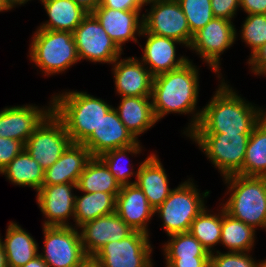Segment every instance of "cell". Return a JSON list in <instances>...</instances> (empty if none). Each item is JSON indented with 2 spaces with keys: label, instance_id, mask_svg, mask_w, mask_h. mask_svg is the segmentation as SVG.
<instances>
[{
  "label": "cell",
  "instance_id": "6da1fadb",
  "mask_svg": "<svg viewBox=\"0 0 266 267\" xmlns=\"http://www.w3.org/2000/svg\"><path fill=\"white\" fill-rule=\"evenodd\" d=\"M199 75L198 68L189 60L180 68L153 77L151 100L156 120L171 113L192 115L183 132L186 136L198 125L202 114L201 109L196 110Z\"/></svg>",
  "mask_w": 266,
  "mask_h": 267
},
{
  "label": "cell",
  "instance_id": "7a4b0ae2",
  "mask_svg": "<svg viewBox=\"0 0 266 267\" xmlns=\"http://www.w3.org/2000/svg\"><path fill=\"white\" fill-rule=\"evenodd\" d=\"M220 81L192 132L251 134L265 116V110L238 95L223 77Z\"/></svg>",
  "mask_w": 266,
  "mask_h": 267
},
{
  "label": "cell",
  "instance_id": "3957f363",
  "mask_svg": "<svg viewBox=\"0 0 266 267\" xmlns=\"http://www.w3.org/2000/svg\"><path fill=\"white\" fill-rule=\"evenodd\" d=\"M52 97V112L62 121L72 143L82 144L113 107L82 91H64Z\"/></svg>",
  "mask_w": 266,
  "mask_h": 267
},
{
  "label": "cell",
  "instance_id": "277c9868",
  "mask_svg": "<svg viewBox=\"0 0 266 267\" xmlns=\"http://www.w3.org/2000/svg\"><path fill=\"white\" fill-rule=\"evenodd\" d=\"M223 180L230 195L220 204L225 212L255 230L266 229V177L235 174Z\"/></svg>",
  "mask_w": 266,
  "mask_h": 267
},
{
  "label": "cell",
  "instance_id": "5b68a950",
  "mask_svg": "<svg viewBox=\"0 0 266 267\" xmlns=\"http://www.w3.org/2000/svg\"><path fill=\"white\" fill-rule=\"evenodd\" d=\"M28 57L44 76L63 73L80 62L72 32L41 28L32 35Z\"/></svg>",
  "mask_w": 266,
  "mask_h": 267
},
{
  "label": "cell",
  "instance_id": "8992f818",
  "mask_svg": "<svg viewBox=\"0 0 266 267\" xmlns=\"http://www.w3.org/2000/svg\"><path fill=\"white\" fill-rule=\"evenodd\" d=\"M190 178L174 188L164 202L155 209L167 236L189 232L191 223L205 207L210 191L200 193Z\"/></svg>",
  "mask_w": 266,
  "mask_h": 267
},
{
  "label": "cell",
  "instance_id": "52a82bcc",
  "mask_svg": "<svg viewBox=\"0 0 266 267\" xmlns=\"http://www.w3.org/2000/svg\"><path fill=\"white\" fill-rule=\"evenodd\" d=\"M187 137L198 144L223 178L242 170L250 134L191 132Z\"/></svg>",
  "mask_w": 266,
  "mask_h": 267
},
{
  "label": "cell",
  "instance_id": "ba28073f",
  "mask_svg": "<svg viewBox=\"0 0 266 267\" xmlns=\"http://www.w3.org/2000/svg\"><path fill=\"white\" fill-rule=\"evenodd\" d=\"M236 37L237 29L232 21L214 17L194 34L189 50L195 51L217 78H222L220 55L235 43Z\"/></svg>",
  "mask_w": 266,
  "mask_h": 267
},
{
  "label": "cell",
  "instance_id": "9c48e42d",
  "mask_svg": "<svg viewBox=\"0 0 266 267\" xmlns=\"http://www.w3.org/2000/svg\"><path fill=\"white\" fill-rule=\"evenodd\" d=\"M150 11L145 9L147 14L143 16V29L154 35L169 37L183 43L189 48L193 34L187 23V18L177 0H156L145 4Z\"/></svg>",
  "mask_w": 266,
  "mask_h": 267
},
{
  "label": "cell",
  "instance_id": "30bf717a",
  "mask_svg": "<svg viewBox=\"0 0 266 267\" xmlns=\"http://www.w3.org/2000/svg\"><path fill=\"white\" fill-rule=\"evenodd\" d=\"M72 143L62 121L51 112L25 143V150L46 171Z\"/></svg>",
  "mask_w": 266,
  "mask_h": 267
},
{
  "label": "cell",
  "instance_id": "8fae6325",
  "mask_svg": "<svg viewBox=\"0 0 266 267\" xmlns=\"http://www.w3.org/2000/svg\"><path fill=\"white\" fill-rule=\"evenodd\" d=\"M44 247L39 255L48 267H75L85 256L79 229L70 226H43Z\"/></svg>",
  "mask_w": 266,
  "mask_h": 267
},
{
  "label": "cell",
  "instance_id": "7c38bea8",
  "mask_svg": "<svg viewBox=\"0 0 266 267\" xmlns=\"http://www.w3.org/2000/svg\"><path fill=\"white\" fill-rule=\"evenodd\" d=\"M80 60L111 64L122 55V50L108 36L92 13H88L73 32Z\"/></svg>",
  "mask_w": 266,
  "mask_h": 267
},
{
  "label": "cell",
  "instance_id": "4fadbf2b",
  "mask_svg": "<svg viewBox=\"0 0 266 267\" xmlns=\"http://www.w3.org/2000/svg\"><path fill=\"white\" fill-rule=\"evenodd\" d=\"M149 235L133 231L120 241L105 244L94 257L101 267H153Z\"/></svg>",
  "mask_w": 266,
  "mask_h": 267
},
{
  "label": "cell",
  "instance_id": "5bb4252c",
  "mask_svg": "<svg viewBox=\"0 0 266 267\" xmlns=\"http://www.w3.org/2000/svg\"><path fill=\"white\" fill-rule=\"evenodd\" d=\"M77 184L66 183L42 185L36 192V202L45 216L43 226H70L69 218L74 221L75 194Z\"/></svg>",
  "mask_w": 266,
  "mask_h": 267
},
{
  "label": "cell",
  "instance_id": "9a60e30c",
  "mask_svg": "<svg viewBox=\"0 0 266 267\" xmlns=\"http://www.w3.org/2000/svg\"><path fill=\"white\" fill-rule=\"evenodd\" d=\"M50 102L49 106L43 108L33 104L3 108L0 111V137L19 140L25 144L52 112V98Z\"/></svg>",
  "mask_w": 266,
  "mask_h": 267
},
{
  "label": "cell",
  "instance_id": "2e32d148",
  "mask_svg": "<svg viewBox=\"0 0 266 267\" xmlns=\"http://www.w3.org/2000/svg\"><path fill=\"white\" fill-rule=\"evenodd\" d=\"M117 58L112 64L116 94L120 97L151 96L153 75L137 57Z\"/></svg>",
  "mask_w": 266,
  "mask_h": 267
},
{
  "label": "cell",
  "instance_id": "e0dca14e",
  "mask_svg": "<svg viewBox=\"0 0 266 267\" xmlns=\"http://www.w3.org/2000/svg\"><path fill=\"white\" fill-rule=\"evenodd\" d=\"M79 229L82 247L87 256H94L105 244L120 241L133 232L116 212L87 222Z\"/></svg>",
  "mask_w": 266,
  "mask_h": 267
},
{
  "label": "cell",
  "instance_id": "ac0fdd59",
  "mask_svg": "<svg viewBox=\"0 0 266 267\" xmlns=\"http://www.w3.org/2000/svg\"><path fill=\"white\" fill-rule=\"evenodd\" d=\"M137 140L120 120L112 107L102 118L97 129L82 143L92 157H99L106 151L136 144Z\"/></svg>",
  "mask_w": 266,
  "mask_h": 267
},
{
  "label": "cell",
  "instance_id": "d6986e66",
  "mask_svg": "<svg viewBox=\"0 0 266 267\" xmlns=\"http://www.w3.org/2000/svg\"><path fill=\"white\" fill-rule=\"evenodd\" d=\"M143 10H115L111 8H97L92 14L99 21L108 36L123 51L127 41L138 43L143 30Z\"/></svg>",
  "mask_w": 266,
  "mask_h": 267
},
{
  "label": "cell",
  "instance_id": "ffe728a7",
  "mask_svg": "<svg viewBox=\"0 0 266 267\" xmlns=\"http://www.w3.org/2000/svg\"><path fill=\"white\" fill-rule=\"evenodd\" d=\"M140 36L147 37L144 48L139 44L143 50V55H141L140 59L153 76L180 68L191 60L186 56L176 57V45H183L178 40L150 34L144 29Z\"/></svg>",
  "mask_w": 266,
  "mask_h": 267
},
{
  "label": "cell",
  "instance_id": "44dd1931",
  "mask_svg": "<svg viewBox=\"0 0 266 267\" xmlns=\"http://www.w3.org/2000/svg\"><path fill=\"white\" fill-rule=\"evenodd\" d=\"M154 212L155 209L136 183L121 186L116 197V213L133 231L150 235L148 222Z\"/></svg>",
  "mask_w": 266,
  "mask_h": 267
},
{
  "label": "cell",
  "instance_id": "7402d4cb",
  "mask_svg": "<svg viewBox=\"0 0 266 267\" xmlns=\"http://www.w3.org/2000/svg\"><path fill=\"white\" fill-rule=\"evenodd\" d=\"M92 158L80 143H71L60 158L44 171L43 185L77 184L87 162Z\"/></svg>",
  "mask_w": 266,
  "mask_h": 267
},
{
  "label": "cell",
  "instance_id": "603a6c76",
  "mask_svg": "<svg viewBox=\"0 0 266 267\" xmlns=\"http://www.w3.org/2000/svg\"><path fill=\"white\" fill-rule=\"evenodd\" d=\"M159 155L150 153L138 166L137 179L134 182L147 197L148 203L156 209L170 195L169 179Z\"/></svg>",
  "mask_w": 266,
  "mask_h": 267
},
{
  "label": "cell",
  "instance_id": "cb8c5ba5",
  "mask_svg": "<svg viewBox=\"0 0 266 267\" xmlns=\"http://www.w3.org/2000/svg\"><path fill=\"white\" fill-rule=\"evenodd\" d=\"M120 98L119 106L114 109L125 127L138 140L141 134L158 122L154 115L151 96Z\"/></svg>",
  "mask_w": 266,
  "mask_h": 267
},
{
  "label": "cell",
  "instance_id": "d4e9b609",
  "mask_svg": "<svg viewBox=\"0 0 266 267\" xmlns=\"http://www.w3.org/2000/svg\"><path fill=\"white\" fill-rule=\"evenodd\" d=\"M7 267H21L39 254V244L16 222L7 225L4 241L0 236Z\"/></svg>",
  "mask_w": 266,
  "mask_h": 267
},
{
  "label": "cell",
  "instance_id": "484cf974",
  "mask_svg": "<svg viewBox=\"0 0 266 267\" xmlns=\"http://www.w3.org/2000/svg\"><path fill=\"white\" fill-rule=\"evenodd\" d=\"M48 20L38 27L41 29L74 32L88 14L73 0H40Z\"/></svg>",
  "mask_w": 266,
  "mask_h": 267
},
{
  "label": "cell",
  "instance_id": "4316f807",
  "mask_svg": "<svg viewBox=\"0 0 266 267\" xmlns=\"http://www.w3.org/2000/svg\"><path fill=\"white\" fill-rule=\"evenodd\" d=\"M120 184L99 157H92L79 177L77 190L84 193L106 192L117 197Z\"/></svg>",
  "mask_w": 266,
  "mask_h": 267
},
{
  "label": "cell",
  "instance_id": "83f0119b",
  "mask_svg": "<svg viewBox=\"0 0 266 267\" xmlns=\"http://www.w3.org/2000/svg\"><path fill=\"white\" fill-rule=\"evenodd\" d=\"M75 196L74 222L78 229L94 219L116 212V196L106 192Z\"/></svg>",
  "mask_w": 266,
  "mask_h": 267
},
{
  "label": "cell",
  "instance_id": "f1b7e54d",
  "mask_svg": "<svg viewBox=\"0 0 266 267\" xmlns=\"http://www.w3.org/2000/svg\"><path fill=\"white\" fill-rule=\"evenodd\" d=\"M13 185L30 187L36 192L44 182V170L24 149L1 172Z\"/></svg>",
  "mask_w": 266,
  "mask_h": 267
},
{
  "label": "cell",
  "instance_id": "f546056e",
  "mask_svg": "<svg viewBox=\"0 0 266 267\" xmlns=\"http://www.w3.org/2000/svg\"><path fill=\"white\" fill-rule=\"evenodd\" d=\"M256 230L227 214L222 206L220 244L229 252H250L256 240Z\"/></svg>",
  "mask_w": 266,
  "mask_h": 267
},
{
  "label": "cell",
  "instance_id": "4dcf8cb0",
  "mask_svg": "<svg viewBox=\"0 0 266 267\" xmlns=\"http://www.w3.org/2000/svg\"><path fill=\"white\" fill-rule=\"evenodd\" d=\"M238 174L266 177V116L261 119L250 134L243 168Z\"/></svg>",
  "mask_w": 266,
  "mask_h": 267
},
{
  "label": "cell",
  "instance_id": "1f68e13d",
  "mask_svg": "<svg viewBox=\"0 0 266 267\" xmlns=\"http://www.w3.org/2000/svg\"><path fill=\"white\" fill-rule=\"evenodd\" d=\"M218 214H211L207 206L198 214L191 223L189 232L209 251L215 252L213 248L220 243L222 225V206Z\"/></svg>",
  "mask_w": 266,
  "mask_h": 267
},
{
  "label": "cell",
  "instance_id": "d6a6232c",
  "mask_svg": "<svg viewBox=\"0 0 266 267\" xmlns=\"http://www.w3.org/2000/svg\"><path fill=\"white\" fill-rule=\"evenodd\" d=\"M142 150V145L139 140L136 144L106 151L102 153L99 158L105 163L120 186L129 185L135 183L134 181L131 182L129 179H131L130 177L133 175H135L137 179L138 168L136 171H132L134 170L133 165L131 168H124L125 166L121 165V162L127 159V156H129L128 154L135 155L136 157Z\"/></svg>",
  "mask_w": 266,
  "mask_h": 267
},
{
  "label": "cell",
  "instance_id": "836d02e7",
  "mask_svg": "<svg viewBox=\"0 0 266 267\" xmlns=\"http://www.w3.org/2000/svg\"><path fill=\"white\" fill-rule=\"evenodd\" d=\"M162 246L165 258L210 257L209 251L190 233H178L168 236Z\"/></svg>",
  "mask_w": 266,
  "mask_h": 267
},
{
  "label": "cell",
  "instance_id": "e575fe53",
  "mask_svg": "<svg viewBox=\"0 0 266 267\" xmlns=\"http://www.w3.org/2000/svg\"><path fill=\"white\" fill-rule=\"evenodd\" d=\"M184 12L190 32L194 35L213 18L211 0H177Z\"/></svg>",
  "mask_w": 266,
  "mask_h": 267
},
{
  "label": "cell",
  "instance_id": "d590c367",
  "mask_svg": "<svg viewBox=\"0 0 266 267\" xmlns=\"http://www.w3.org/2000/svg\"><path fill=\"white\" fill-rule=\"evenodd\" d=\"M239 32L243 42L251 49L252 55L266 43V14H248Z\"/></svg>",
  "mask_w": 266,
  "mask_h": 267
},
{
  "label": "cell",
  "instance_id": "8d00e7d4",
  "mask_svg": "<svg viewBox=\"0 0 266 267\" xmlns=\"http://www.w3.org/2000/svg\"><path fill=\"white\" fill-rule=\"evenodd\" d=\"M215 252L210 253V267H261L262 261L254 260L249 252Z\"/></svg>",
  "mask_w": 266,
  "mask_h": 267
},
{
  "label": "cell",
  "instance_id": "74e56055",
  "mask_svg": "<svg viewBox=\"0 0 266 267\" xmlns=\"http://www.w3.org/2000/svg\"><path fill=\"white\" fill-rule=\"evenodd\" d=\"M24 149L23 142L0 137V172Z\"/></svg>",
  "mask_w": 266,
  "mask_h": 267
},
{
  "label": "cell",
  "instance_id": "f35d334b",
  "mask_svg": "<svg viewBox=\"0 0 266 267\" xmlns=\"http://www.w3.org/2000/svg\"><path fill=\"white\" fill-rule=\"evenodd\" d=\"M211 8L214 17L233 21L240 8V0H211Z\"/></svg>",
  "mask_w": 266,
  "mask_h": 267
},
{
  "label": "cell",
  "instance_id": "ab89813d",
  "mask_svg": "<svg viewBox=\"0 0 266 267\" xmlns=\"http://www.w3.org/2000/svg\"><path fill=\"white\" fill-rule=\"evenodd\" d=\"M248 66L254 75H266V43L259 47L248 59Z\"/></svg>",
  "mask_w": 266,
  "mask_h": 267
},
{
  "label": "cell",
  "instance_id": "60d3db41",
  "mask_svg": "<svg viewBox=\"0 0 266 267\" xmlns=\"http://www.w3.org/2000/svg\"><path fill=\"white\" fill-rule=\"evenodd\" d=\"M166 267H210V257L165 258Z\"/></svg>",
  "mask_w": 266,
  "mask_h": 267
},
{
  "label": "cell",
  "instance_id": "b9f144b4",
  "mask_svg": "<svg viewBox=\"0 0 266 267\" xmlns=\"http://www.w3.org/2000/svg\"><path fill=\"white\" fill-rule=\"evenodd\" d=\"M144 5L139 0H102L98 8L115 10H142Z\"/></svg>",
  "mask_w": 266,
  "mask_h": 267
},
{
  "label": "cell",
  "instance_id": "7bdbcfd3",
  "mask_svg": "<svg viewBox=\"0 0 266 267\" xmlns=\"http://www.w3.org/2000/svg\"><path fill=\"white\" fill-rule=\"evenodd\" d=\"M240 9L247 15L266 14V0H240Z\"/></svg>",
  "mask_w": 266,
  "mask_h": 267
},
{
  "label": "cell",
  "instance_id": "ee69618b",
  "mask_svg": "<svg viewBox=\"0 0 266 267\" xmlns=\"http://www.w3.org/2000/svg\"><path fill=\"white\" fill-rule=\"evenodd\" d=\"M73 1L87 13H92L100 6L102 0H73Z\"/></svg>",
  "mask_w": 266,
  "mask_h": 267
},
{
  "label": "cell",
  "instance_id": "f6af8a7d",
  "mask_svg": "<svg viewBox=\"0 0 266 267\" xmlns=\"http://www.w3.org/2000/svg\"><path fill=\"white\" fill-rule=\"evenodd\" d=\"M75 267H101V264L94 256H85Z\"/></svg>",
  "mask_w": 266,
  "mask_h": 267
},
{
  "label": "cell",
  "instance_id": "bcb514c9",
  "mask_svg": "<svg viewBox=\"0 0 266 267\" xmlns=\"http://www.w3.org/2000/svg\"><path fill=\"white\" fill-rule=\"evenodd\" d=\"M21 267H48L43 258L38 254L36 257L28 261Z\"/></svg>",
  "mask_w": 266,
  "mask_h": 267
},
{
  "label": "cell",
  "instance_id": "7dc6e473",
  "mask_svg": "<svg viewBox=\"0 0 266 267\" xmlns=\"http://www.w3.org/2000/svg\"><path fill=\"white\" fill-rule=\"evenodd\" d=\"M28 1L31 0H6L8 6L13 9L15 7H17L18 5L21 6L23 4H26ZM40 1V0H39ZM17 5V6H16Z\"/></svg>",
  "mask_w": 266,
  "mask_h": 267
},
{
  "label": "cell",
  "instance_id": "c3c4849f",
  "mask_svg": "<svg viewBox=\"0 0 266 267\" xmlns=\"http://www.w3.org/2000/svg\"><path fill=\"white\" fill-rule=\"evenodd\" d=\"M0 267H7L6 256L1 242H0Z\"/></svg>",
  "mask_w": 266,
  "mask_h": 267
},
{
  "label": "cell",
  "instance_id": "681fc988",
  "mask_svg": "<svg viewBox=\"0 0 266 267\" xmlns=\"http://www.w3.org/2000/svg\"><path fill=\"white\" fill-rule=\"evenodd\" d=\"M11 8L8 6L6 0H0V12H8Z\"/></svg>",
  "mask_w": 266,
  "mask_h": 267
},
{
  "label": "cell",
  "instance_id": "f907efd6",
  "mask_svg": "<svg viewBox=\"0 0 266 267\" xmlns=\"http://www.w3.org/2000/svg\"><path fill=\"white\" fill-rule=\"evenodd\" d=\"M143 5L154 2L156 0H139Z\"/></svg>",
  "mask_w": 266,
  "mask_h": 267
},
{
  "label": "cell",
  "instance_id": "816d5d0a",
  "mask_svg": "<svg viewBox=\"0 0 266 267\" xmlns=\"http://www.w3.org/2000/svg\"><path fill=\"white\" fill-rule=\"evenodd\" d=\"M262 263H261V267H266V259L265 260H261Z\"/></svg>",
  "mask_w": 266,
  "mask_h": 267
}]
</instances>
